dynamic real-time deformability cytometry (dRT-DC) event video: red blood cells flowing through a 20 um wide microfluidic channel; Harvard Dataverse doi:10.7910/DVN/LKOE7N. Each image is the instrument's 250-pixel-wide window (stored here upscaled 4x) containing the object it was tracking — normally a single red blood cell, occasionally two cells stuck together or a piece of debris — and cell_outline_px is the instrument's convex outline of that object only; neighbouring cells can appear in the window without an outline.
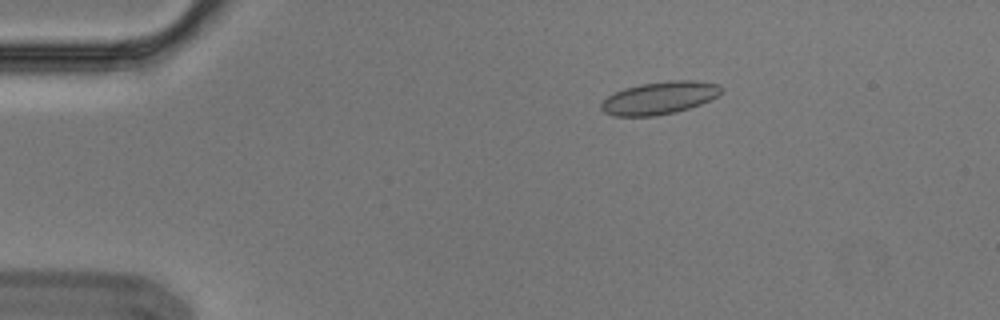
{"species": "Egyptian fruit bat (a non-hibernating species)", "species_latin": "Rousettus aegyptiacus", "temperature_condition": "cold", "stored_images_in_passage": 4, "camera_frame_rate_fps": 3000, "um_per_image_px": 0.085, "animal": {"sex": "male"}, "frame": {"image": 1, "passage_image": 3, "time_ms": 0.667, "image_size_px": [1000, 320], "cell_outline_px": [[724, 88], [716, 96], [700, 104], [676, 112], [656, 116], [612, 116], [604, 112], [600, 108], [600, 104], [608, 96], [624, 88], [640, 84], [668, 80], [696, 80], [720, 84]], "centroid_in_image_um": [56.05, 8.32], "position_along_channel_um": 29.0, "area_um2": 22.89}}